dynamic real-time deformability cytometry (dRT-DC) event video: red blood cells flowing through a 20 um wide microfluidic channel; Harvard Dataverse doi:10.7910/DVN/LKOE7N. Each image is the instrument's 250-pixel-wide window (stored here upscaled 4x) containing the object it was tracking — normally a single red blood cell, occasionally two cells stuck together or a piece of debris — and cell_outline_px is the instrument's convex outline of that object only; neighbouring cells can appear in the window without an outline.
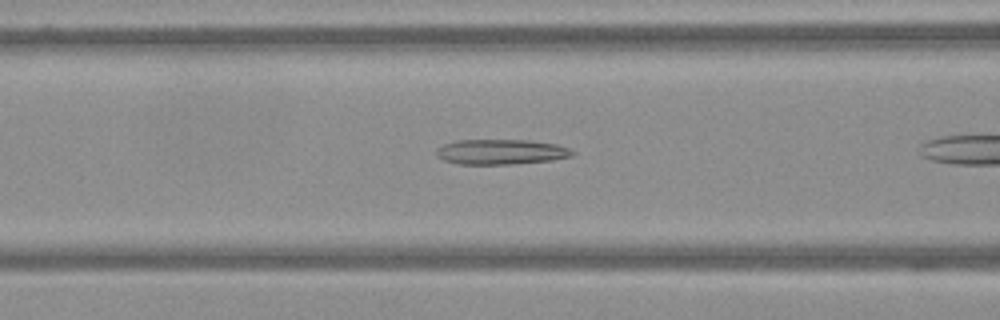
{"species": "Egyptian fruit bat (a non-hibernating species)", "species_latin": "Rousettus aegyptiacus", "temperature_condition": "warm", "stored_images_in_passage": 29, "camera_frame_rate_fps": 3000, "um_per_image_px": 0.085, "frame": {"image": 1, "passage_image": 5, "time_ms": 1.333, "image_size_px": [1000, 320], "cell_outline_px": [[576, 152], [572, 156], [552, 160], [512, 164], [456, 164], [444, 160], [436, 156], [436, 148], [444, 144], [456, 140], [528, 140], [556, 144], [568, 148]], "centroid_in_image_um": [42.56, 12.91], "position_along_channel_um": 124.0, "area_um2": 20.0}}
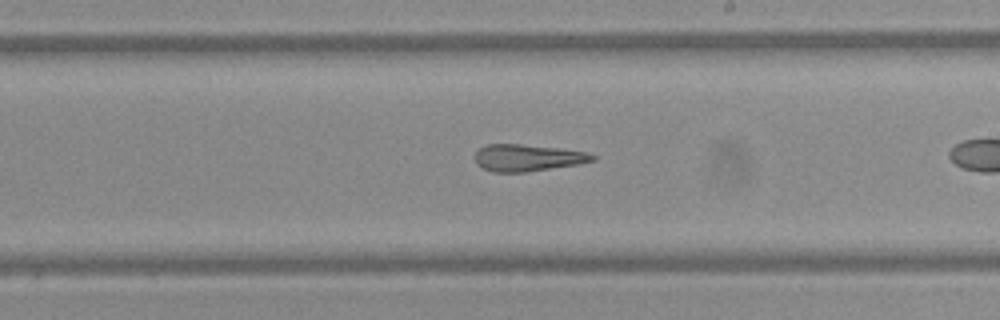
{"frame": {"image": 2, "passage_image": 16, "time_ms": 5.0, "image_size_px": [1000, 320], "cell_outline_px": [[596, 160], [580, 164], [524, 172], [492, 172], [476, 164], [476, 152], [480, 148], [488, 144], [520, 144], [560, 148], [588, 152], [596, 156]], "centroid_in_image_um": [44.88, 13.41], "position_along_channel_um": 244.1, "area_um2": 18.38}}
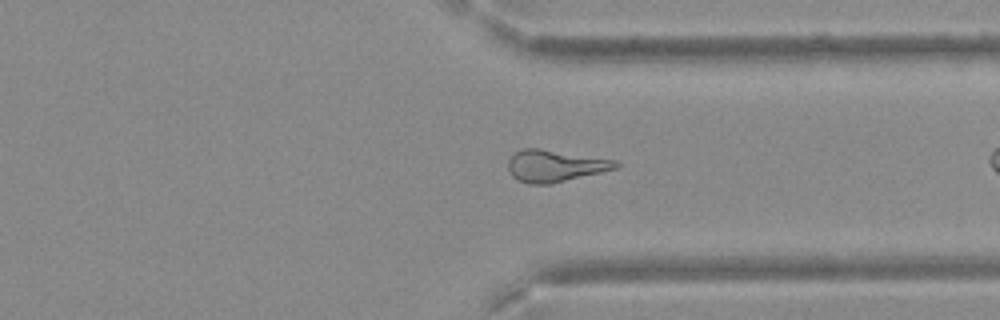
{"frame": {"image": 3, "passage_image": 27, "time_ms": 8.667, "image_size_px": [1000, 320], "cell_outline_px": [[620, 164], [616, 168], [600, 172], [548, 184], [528, 184], [516, 180], [512, 176], [508, 168], [508, 160], [520, 148], [540, 148], [616, 160]], "centroid_in_image_um": [47.13, 14.09], "position_along_channel_um": 364.3, "area_um2": 19.83}}